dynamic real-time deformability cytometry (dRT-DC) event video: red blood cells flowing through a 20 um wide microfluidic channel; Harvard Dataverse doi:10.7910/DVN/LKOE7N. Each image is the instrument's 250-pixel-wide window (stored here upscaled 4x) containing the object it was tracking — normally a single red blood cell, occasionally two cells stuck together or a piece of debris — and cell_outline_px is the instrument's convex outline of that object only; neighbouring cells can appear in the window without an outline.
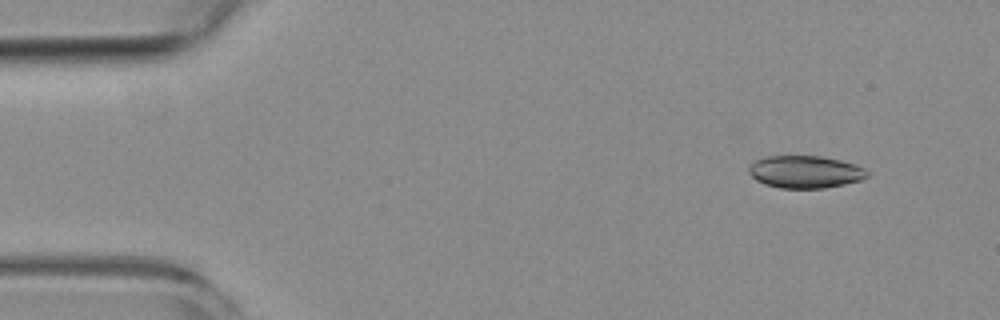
{"species": "common noctule bat (a hibernating species)", "species_latin": "Nyctalus noctula", "temperature_condition": "room temperature", "stored_images_in_passage": 5, "camera_frame_rate_fps": 3000, "um_per_image_px": 0.085, "animal": {"sex": "female", "body_mass_g": 19.3, "forearm_length_mm": 54.1}, "frame": {"image": 1, "passage_image": 1, "time_ms": 0.0, "image_size_px": [1000, 320], "cell_outline_px": [[868, 176], [860, 180], [844, 184], [824, 188], [780, 188], [764, 184], [756, 180], [748, 172], [748, 168], [756, 160], [764, 156], [820, 156], [840, 160], [856, 164], [864, 168], [868, 172]], "centroid_in_image_um": [68.43, 14.61], "position_along_channel_um": 16.6, "area_um2": 22.37}}
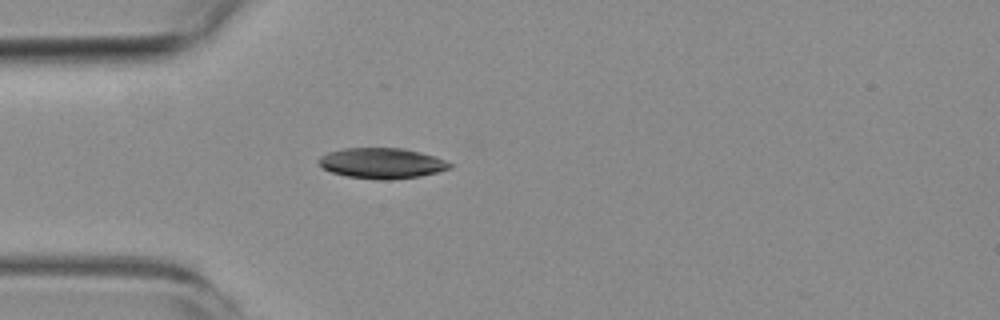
{"frame": {"image": 2, "passage_image": 4, "time_ms": 3.333, "image_size_px": [1000, 320], "cell_outline_px": [[452, 168], [420, 176], [388, 180], [380, 180], [348, 176], [332, 172], [324, 168], [316, 160], [320, 156], [328, 152], [344, 148], [404, 148], [436, 156], [452, 164]], "centroid_in_image_um": [32.46, 13.86], "position_along_channel_um": 52.5, "area_um2": 23.29}}